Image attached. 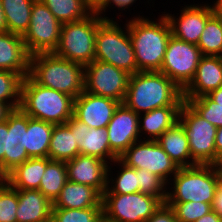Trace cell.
<instances>
[{"label":"cell","instance_id":"52a82bcc","mask_svg":"<svg viewBox=\"0 0 222 222\" xmlns=\"http://www.w3.org/2000/svg\"><path fill=\"white\" fill-rule=\"evenodd\" d=\"M104 19L97 13H91L82 20L63 23L60 42L54 53L84 67L91 63L95 57L97 28Z\"/></svg>","mask_w":222,"mask_h":222},{"label":"cell","instance_id":"f1b7e54d","mask_svg":"<svg viewBox=\"0 0 222 222\" xmlns=\"http://www.w3.org/2000/svg\"><path fill=\"white\" fill-rule=\"evenodd\" d=\"M114 166L115 168H112ZM116 167L119 170H117ZM115 169L117 172H114L116 176L113 174V170L115 171ZM136 192H139L138 169L128 167L119 158L110 163L107 188L103 194H132Z\"/></svg>","mask_w":222,"mask_h":222},{"label":"cell","instance_id":"f546056e","mask_svg":"<svg viewBox=\"0 0 222 222\" xmlns=\"http://www.w3.org/2000/svg\"><path fill=\"white\" fill-rule=\"evenodd\" d=\"M35 0H1L7 31L24 36L30 26L31 12Z\"/></svg>","mask_w":222,"mask_h":222},{"label":"cell","instance_id":"d6a6232c","mask_svg":"<svg viewBox=\"0 0 222 222\" xmlns=\"http://www.w3.org/2000/svg\"><path fill=\"white\" fill-rule=\"evenodd\" d=\"M202 56L222 57V18L215 13L207 20L197 44Z\"/></svg>","mask_w":222,"mask_h":222},{"label":"cell","instance_id":"4dcf8cb0","mask_svg":"<svg viewBox=\"0 0 222 222\" xmlns=\"http://www.w3.org/2000/svg\"><path fill=\"white\" fill-rule=\"evenodd\" d=\"M67 181L66 162L50 160L38 190L53 204Z\"/></svg>","mask_w":222,"mask_h":222},{"label":"cell","instance_id":"db71d44e","mask_svg":"<svg viewBox=\"0 0 222 222\" xmlns=\"http://www.w3.org/2000/svg\"><path fill=\"white\" fill-rule=\"evenodd\" d=\"M219 167H220V169L222 170V161H221V163H220Z\"/></svg>","mask_w":222,"mask_h":222},{"label":"cell","instance_id":"f6af8a7d","mask_svg":"<svg viewBox=\"0 0 222 222\" xmlns=\"http://www.w3.org/2000/svg\"><path fill=\"white\" fill-rule=\"evenodd\" d=\"M215 149H216V165L219 166L222 161V127L217 128L215 138Z\"/></svg>","mask_w":222,"mask_h":222},{"label":"cell","instance_id":"d4e9b609","mask_svg":"<svg viewBox=\"0 0 222 222\" xmlns=\"http://www.w3.org/2000/svg\"><path fill=\"white\" fill-rule=\"evenodd\" d=\"M156 141L178 168L198 165L191 158L188 138L178 122L166 130Z\"/></svg>","mask_w":222,"mask_h":222},{"label":"cell","instance_id":"cb8c5ba5","mask_svg":"<svg viewBox=\"0 0 222 222\" xmlns=\"http://www.w3.org/2000/svg\"><path fill=\"white\" fill-rule=\"evenodd\" d=\"M17 222L50 221L53 204L39 190H17Z\"/></svg>","mask_w":222,"mask_h":222},{"label":"cell","instance_id":"f907efd6","mask_svg":"<svg viewBox=\"0 0 222 222\" xmlns=\"http://www.w3.org/2000/svg\"><path fill=\"white\" fill-rule=\"evenodd\" d=\"M211 3L214 9V13L222 18V0H213Z\"/></svg>","mask_w":222,"mask_h":222},{"label":"cell","instance_id":"5b68a950","mask_svg":"<svg viewBox=\"0 0 222 222\" xmlns=\"http://www.w3.org/2000/svg\"><path fill=\"white\" fill-rule=\"evenodd\" d=\"M30 118L64 124L73 116L74 98L66 93L43 87L27 75L22 84L19 107Z\"/></svg>","mask_w":222,"mask_h":222},{"label":"cell","instance_id":"7bdbcfd3","mask_svg":"<svg viewBox=\"0 0 222 222\" xmlns=\"http://www.w3.org/2000/svg\"><path fill=\"white\" fill-rule=\"evenodd\" d=\"M84 3L91 13H97L103 18H107L106 0H84Z\"/></svg>","mask_w":222,"mask_h":222},{"label":"cell","instance_id":"9a60e30c","mask_svg":"<svg viewBox=\"0 0 222 222\" xmlns=\"http://www.w3.org/2000/svg\"><path fill=\"white\" fill-rule=\"evenodd\" d=\"M139 114L120 103L116 108L106 130L110 150L120 158L135 142L141 140L139 133Z\"/></svg>","mask_w":222,"mask_h":222},{"label":"cell","instance_id":"277c9868","mask_svg":"<svg viewBox=\"0 0 222 222\" xmlns=\"http://www.w3.org/2000/svg\"><path fill=\"white\" fill-rule=\"evenodd\" d=\"M221 180L222 170L217 165L179 168L167 184L165 203L201 202L212 204L215 190Z\"/></svg>","mask_w":222,"mask_h":222},{"label":"cell","instance_id":"ee69618b","mask_svg":"<svg viewBox=\"0 0 222 222\" xmlns=\"http://www.w3.org/2000/svg\"><path fill=\"white\" fill-rule=\"evenodd\" d=\"M211 206L216 214L222 216V180L217 185Z\"/></svg>","mask_w":222,"mask_h":222},{"label":"cell","instance_id":"60d3db41","mask_svg":"<svg viewBox=\"0 0 222 222\" xmlns=\"http://www.w3.org/2000/svg\"><path fill=\"white\" fill-rule=\"evenodd\" d=\"M136 1H138V0H106V15H107V18L111 17L107 14V12H109V11L111 12L112 9L113 10L114 9L118 10L119 13H117V15H116V16H119L118 19H120L122 16L125 17L126 13H124V15H123V14H121V12L122 13L124 11L127 12V10L130 12L131 11L130 7L134 6V3H136Z\"/></svg>","mask_w":222,"mask_h":222},{"label":"cell","instance_id":"30bf717a","mask_svg":"<svg viewBox=\"0 0 222 222\" xmlns=\"http://www.w3.org/2000/svg\"><path fill=\"white\" fill-rule=\"evenodd\" d=\"M201 57L202 54L197 45L171 35L160 72L183 91L194 78Z\"/></svg>","mask_w":222,"mask_h":222},{"label":"cell","instance_id":"d6986e66","mask_svg":"<svg viewBox=\"0 0 222 222\" xmlns=\"http://www.w3.org/2000/svg\"><path fill=\"white\" fill-rule=\"evenodd\" d=\"M28 115L20 108L8 115L7 153L4 154V177L29 159L26 152Z\"/></svg>","mask_w":222,"mask_h":222},{"label":"cell","instance_id":"7a4b0ae2","mask_svg":"<svg viewBox=\"0 0 222 222\" xmlns=\"http://www.w3.org/2000/svg\"><path fill=\"white\" fill-rule=\"evenodd\" d=\"M183 91L160 71L131 74L123 104L137 114L165 106H182Z\"/></svg>","mask_w":222,"mask_h":222},{"label":"cell","instance_id":"d590c367","mask_svg":"<svg viewBox=\"0 0 222 222\" xmlns=\"http://www.w3.org/2000/svg\"><path fill=\"white\" fill-rule=\"evenodd\" d=\"M102 208L52 209V222H99Z\"/></svg>","mask_w":222,"mask_h":222},{"label":"cell","instance_id":"bcb514c9","mask_svg":"<svg viewBox=\"0 0 222 222\" xmlns=\"http://www.w3.org/2000/svg\"><path fill=\"white\" fill-rule=\"evenodd\" d=\"M195 222H222V216L216 214L213 210L199 218Z\"/></svg>","mask_w":222,"mask_h":222},{"label":"cell","instance_id":"836d02e7","mask_svg":"<svg viewBox=\"0 0 222 222\" xmlns=\"http://www.w3.org/2000/svg\"><path fill=\"white\" fill-rule=\"evenodd\" d=\"M21 74L0 70V102L8 104L13 110L21 103L22 84Z\"/></svg>","mask_w":222,"mask_h":222},{"label":"cell","instance_id":"3957f363","mask_svg":"<svg viewBox=\"0 0 222 222\" xmlns=\"http://www.w3.org/2000/svg\"><path fill=\"white\" fill-rule=\"evenodd\" d=\"M29 76L37 84L66 93L74 99L84 91V66L54 52L31 55Z\"/></svg>","mask_w":222,"mask_h":222},{"label":"cell","instance_id":"ab89813d","mask_svg":"<svg viewBox=\"0 0 222 222\" xmlns=\"http://www.w3.org/2000/svg\"><path fill=\"white\" fill-rule=\"evenodd\" d=\"M145 222H178L174 210L163 203L161 207Z\"/></svg>","mask_w":222,"mask_h":222},{"label":"cell","instance_id":"8d00e7d4","mask_svg":"<svg viewBox=\"0 0 222 222\" xmlns=\"http://www.w3.org/2000/svg\"><path fill=\"white\" fill-rule=\"evenodd\" d=\"M17 209V189L4 180L0 185V222H17Z\"/></svg>","mask_w":222,"mask_h":222},{"label":"cell","instance_id":"f35d334b","mask_svg":"<svg viewBox=\"0 0 222 222\" xmlns=\"http://www.w3.org/2000/svg\"><path fill=\"white\" fill-rule=\"evenodd\" d=\"M138 188L139 192L158 197L163 203L167 199V184L145 169H138Z\"/></svg>","mask_w":222,"mask_h":222},{"label":"cell","instance_id":"4fadbf2b","mask_svg":"<svg viewBox=\"0 0 222 222\" xmlns=\"http://www.w3.org/2000/svg\"><path fill=\"white\" fill-rule=\"evenodd\" d=\"M119 159L128 167L152 172L166 184L179 169L156 140L133 143Z\"/></svg>","mask_w":222,"mask_h":222},{"label":"cell","instance_id":"83f0119b","mask_svg":"<svg viewBox=\"0 0 222 222\" xmlns=\"http://www.w3.org/2000/svg\"><path fill=\"white\" fill-rule=\"evenodd\" d=\"M79 155L75 132L64 124H56L52 130L48 158L57 161H69Z\"/></svg>","mask_w":222,"mask_h":222},{"label":"cell","instance_id":"f5cc1de1","mask_svg":"<svg viewBox=\"0 0 222 222\" xmlns=\"http://www.w3.org/2000/svg\"><path fill=\"white\" fill-rule=\"evenodd\" d=\"M4 180V176L0 173V185L3 183Z\"/></svg>","mask_w":222,"mask_h":222},{"label":"cell","instance_id":"7c38bea8","mask_svg":"<svg viewBox=\"0 0 222 222\" xmlns=\"http://www.w3.org/2000/svg\"><path fill=\"white\" fill-rule=\"evenodd\" d=\"M130 75L112 64L93 60L84 67V91L122 103Z\"/></svg>","mask_w":222,"mask_h":222},{"label":"cell","instance_id":"1f68e13d","mask_svg":"<svg viewBox=\"0 0 222 222\" xmlns=\"http://www.w3.org/2000/svg\"><path fill=\"white\" fill-rule=\"evenodd\" d=\"M41 2L62 24L82 20L91 14L84 0H41Z\"/></svg>","mask_w":222,"mask_h":222},{"label":"cell","instance_id":"ac0fdd59","mask_svg":"<svg viewBox=\"0 0 222 222\" xmlns=\"http://www.w3.org/2000/svg\"><path fill=\"white\" fill-rule=\"evenodd\" d=\"M66 168L68 180L94 187L101 194L106 190L108 162L94 156L79 154L66 161Z\"/></svg>","mask_w":222,"mask_h":222},{"label":"cell","instance_id":"44dd1931","mask_svg":"<svg viewBox=\"0 0 222 222\" xmlns=\"http://www.w3.org/2000/svg\"><path fill=\"white\" fill-rule=\"evenodd\" d=\"M30 57L23 37L11 32H0V70L29 75Z\"/></svg>","mask_w":222,"mask_h":222},{"label":"cell","instance_id":"5bb4252c","mask_svg":"<svg viewBox=\"0 0 222 222\" xmlns=\"http://www.w3.org/2000/svg\"><path fill=\"white\" fill-rule=\"evenodd\" d=\"M181 6L179 16L171 14V12H163L171 26V32L174 37L184 42L197 45L200 35L205 29L207 20L214 14V9L211 4L202 2L201 4L194 2Z\"/></svg>","mask_w":222,"mask_h":222},{"label":"cell","instance_id":"e575fe53","mask_svg":"<svg viewBox=\"0 0 222 222\" xmlns=\"http://www.w3.org/2000/svg\"><path fill=\"white\" fill-rule=\"evenodd\" d=\"M184 101L209 123L217 128L222 127V104L212 101L207 95L184 98Z\"/></svg>","mask_w":222,"mask_h":222},{"label":"cell","instance_id":"7402d4cb","mask_svg":"<svg viewBox=\"0 0 222 222\" xmlns=\"http://www.w3.org/2000/svg\"><path fill=\"white\" fill-rule=\"evenodd\" d=\"M102 208V194L94 187L68 180L52 209Z\"/></svg>","mask_w":222,"mask_h":222},{"label":"cell","instance_id":"2e32d148","mask_svg":"<svg viewBox=\"0 0 222 222\" xmlns=\"http://www.w3.org/2000/svg\"><path fill=\"white\" fill-rule=\"evenodd\" d=\"M119 104L112 98L83 91L74 99L73 115L90 128H106Z\"/></svg>","mask_w":222,"mask_h":222},{"label":"cell","instance_id":"484cf974","mask_svg":"<svg viewBox=\"0 0 222 222\" xmlns=\"http://www.w3.org/2000/svg\"><path fill=\"white\" fill-rule=\"evenodd\" d=\"M49 161L48 157L29 158L10 171L4 179L17 190H38Z\"/></svg>","mask_w":222,"mask_h":222},{"label":"cell","instance_id":"ba28073f","mask_svg":"<svg viewBox=\"0 0 222 222\" xmlns=\"http://www.w3.org/2000/svg\"><path fill=\"white\" fill-rule=\"evenodd\" d=\"M178 123L188 138L191 158L198 165H216L217 127L201 117L186 101L181 106Z\"/></svg>","mask_w":222,"mask_h":222},{"label":"cell","instance_id":"b9f144b4","mask_svg":"<svg viewBox=\"0 0 222 222\" xmlns=\"http://www.w3.org/2000/svg\"><path fill=\"white\" fill-rule=\"evenodd\" d=\"M7 120L0 123V173L4 176V154L7 153Z\"/></svg>","mask_w":222,"mask_h":222},{"label":"cell","instance_id":"681fc988","mask_svg":"<svg viewBox=\"0 0 222 222\" xmlns=\"http://www.w3.org/2000/svg\"><path fill=\"white\" fill-rule=\"evenodd\" d=\"M7 31V24L4 16L2 2L0 0V32Z\"/></svg>","mask_w":222,"mask_h":222},{"label":"cell","instance_id":"c3c4849f","mask_svg":"<svg viewBox=\"0 0 222 222\" xmlns=\"http://www.w3.org/2000/svg\"><path fill=\"white\" fill-rule=\"evenodd\" d=\"M207 96L214 102L222 104V87L212 90L207 94Z\"/></svg>","mask_w":222,"mask_h":222},{"label":"cell","instance_id":"9c48e42d","mask_svg":"<svg viewBox=\"0 0 222 222\" xmlns=\"http://www.w3.org/2000/svg\"><path fill=\"white\" fill-rule=\"evenodd\" d=\"M163 204L150 194H102V212L106 217L118 222H145Z\"/></svg>","mask_w":222,"mask_h":222},{"label":"cell","instance_id":"603a6c76","mask_svg":"<svg viewBox=\"0 0 222 222\" xmlns=\"http://www.w3.org/2000/svg\"><path fill=\"white\" fill-rule=\"evenodd\" d=\"M181 106H165L139 114L141 140H157L179 120Z\"/></svg>","mask_w":222,"mask_h":222},{"label":"cell","instance_id":"4316f807","mask_svg":"<svg viewBox=\"0 0 222 222\" xmlns=\"http://www.w3.org/2000/svg\"><path fill=\"white\" fill-rule=\"evenodd\" d=\"M53 123L30 118L26 131V152L29 158L48 157Z\"/></svg>","mask_w":222,"mask_h":222},{"label":"cell","instance_id":"6da1fadb","mask_svg":"<svg viewBox=\"0 0 222 222\" xmlns=\"http://www.w3.org/2000/svg\"><path fill=\"white\" fill-rule=\"evenodd\" d=\"M130 18H126V24L133 44L138 72L160 71L167 43L172 35L168 19L163 12L155 20L140 15L139 12Z\"/></svg>","mask_w":222,"mask_h":222},{"label":"cell","instance_id":"7dc6e473","mask_svg":"<svg viewBox=\"0 0 222 222\" xmlns=\"http://www.w3.org/2000/svg\"><path fill=\"white\" fill-rule=\"evenodd\" d=\"M12 111L13 109L8 104L0 102V123L6 121Z\"/></svg>","mask_w":222,"mask_h":222},{"label":"cell","instance_id":"74e56055","mask_svg":"<svg viewBox=\"0 0 222 222\" xmlns=\"http://www.w3.org/2000/svg\"><path fill=\"white\" fill-rule=\"evenodd\" d=\"M176 215L178 222H195L212 211L211 204L201 202L166 203Z\"/></svg>","mask_w":222,"mask_h":222},{"label":"cell","instance_id":"e0dca14e","mask_svg":"<svg viewBox=\"0 0 222 222\" xmlns=\"http://www.w3.org/2000/svg\"><path fill=\"white\" fill-rule=\"evenodd\" d=\"M72 132H75L79 154L100 158L109 164L118 157L110 150L106 128H90L74 115L66 122Z\"/></svg>","mask_w":222,"mask_h":222},{"label":"cell","instance_id":"8992f818","mask_svg":"<svg viewBox=\"0 0 222 222\" xmlns=\"http://www.w3.org/2000/svg\"><path fill=\"white\" fill-rule=\"evenodd\" d=\"M122 20L105 18L97 28L95 37V57L127 71L129 74L138 72L133 44L128 26ZM120 23V24H119Z\"/></svg>","mask_w":222,"mask_h":222},{"label":"cell","instance_id":"ffe728a7","mask_svg":"<svg viewBox=\"0 0 222 222\" xmlns=\"http://www.w3.org/2000/svg\"><path fill=\"white\" fill-rule=\"evenodd\" d=\"M222 87V57L202 56L194 78L183 90V98H197Z\"/></svg>","mask_w":222,"mask_h":222},{"label":"cell","instance_id":"816d5d0a","mask_svg":"<svg viewBox=\"0 0 222 222\" xmlns=\"http://www.w3.org/2000/svg\"><path fill=\"white\" fill-rule=\"evenodd\" d=\"M99 222H118V221L112 220L102 214L101 218L99 219Z\"/></svg>","mask_w":222,"mask_h":222},{"label":"cell","instance_id":"8fae6325","mask_svg":"<svg viewBox=\"0 0 222 222\" xmlns=\"http://www.w3.org/2000/svg\"><path fill=\"white\" fill-rule=\"evenodd\" d=\"M62 23L41 0H35L30 18V26L23 41L30 55L54 52L60 42Z\"/></svg>","mask_w":222,"mask_h":222}]
</instances>
